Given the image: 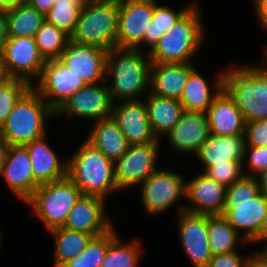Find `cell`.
Instances as JSON below:
<instances>
[{
  "label": "cell",
  "mask_w": 267,
  "mask_h": 267,
  "mask_svg": "<svg viewBox=\"0 0 267 267\" xmlns=\"http://www.w3.org/2000/svg\"><path fill=\"white\" fill-rule=\"evenodd\" d=\"M152 61L137 48H113L106 60V82L114 103L142 100L150 90Z\"/></svg>",
  "instance_id": "obj_1"
},
{
  "label": "cell",
  "mask_w": 267,
  "mask_h": 267,
  "mask_svg": "<svg viewBox=\"0 0 267 267\" xmlns=\"http://www.w3.org/2000/svg\"><path fill=\"white\" fill-rule=\"evenodd\" d=\"M202 11L196 1L149 51L151 61L155 63L196 62L195 57L200 55L199 50L205 46L207 38Z\"/></svg>",
  "instance_id": "obj_2"
},
{
  "label": "cell",
  "mask_w": 267,
  "mask_h": 267,
  "mask_svg": "<svg viewBox=\"0 0 267 267\" xmlns=\"http://www.w3.org/2000/svg\"><path fill=\"white\" fill-rule=\"evenodd\" d=\"M67 155V177L83 195L108 200L121 194L115 182L114 162L96 149L86 139Z\"/></svg>",
  "instance_id": "obj_3"
},
{
  "label": "cell",
  "mask_w": 267,
  "mask_h": 267,
  "mask_svg": "<svg viewBox=\"0 0 267 267\" xmlns=\"http://www.w3.org/2000/svg\"><path fill=\"white\" fill-rule=\"evenodd\" d=\"M234 64L225 67L223 89L246 122L267 120V67L261 61L240 66Z\"/></svg>",
  "instance_id": "obj_4"
},
{
  "label": "cell",
  "mask_w": 267,
  "mask_h": 267,
  "mask_svg": "<svg viewBox=\"0 0 267 267\" xmlns=\"http://www.w3.org/2000/svg\"><path fill=\"white\" fill-rule=\"evenodd\" d=\"M222 215L250 243L267 215V197L260 192L256 177L243 176L226 188Z\"/></svg>",
  "instance_id": "obj_5"
},
{
  "label": "cell",
  "mask_w": 267,
  "mask_h": 267,
  "mask_svg": "<svg viewBox=\"0 0 267 267\" xmlns=\"http://www.w3.org/2000/svg\"><path fill=\"white\" fill-rule=\"evenodd\" d=\"M53 119L55 121V111L31 87L15 104L0 128V135L9 146H24L47 134Z\"/></svg>",
  "instance_id": "obj_6"
},
{
  "label": "cell",
  "mask_w": 267,
  "mask_h": 267,
  "mask_svg": "<svg viewBox=\"0 0 267 267\" xmlns=\"http://www.w3.org/2000/svg\"><path fill=\"white\" fill-rule=\"evenodd\" d=\"M119 0L88 1L81 8L70 40L105 50L117 47Z\"/></svg>",
  "instance_id": "obj_7"
},
{
  "label": "cell",
  "mask_w": 267,
  "mask_h": 267,
  "mask_svg": "<svg viewBox=\"0 0 267 267\" xmlns=\"http://www.w3.org/2000/svg\"><path fill=\"white\" fill-rule=\"evenodd\" d=\"M80 189L68 178L39 185L23 203L31 208L33 217L47 231L63 227L70 210L82 196Z\"/></svg>",
  "instance_id": "obj_8"
},
{
  "label": "cell",
  "mask_w": 267,
  "mask_h": 267,
  "mask_svg": "<svg viewBox=\"0 0 267 267\" xmlns=\"http://www.w3.org/2000/svg\"><path fill=\"white\" fill-rule=\"evenodd\" d=\"M174 170L161 166L137 187L146 215H163L174 207L177 208L175 214L185 210V176Z\"/></svg>",
  "instance_id": "obj_9"
},
{
  "label": "cell",
  "mask_w": 267,
  "mask_h": 267,
  "mask_svg": "<svg viewBox=\"0 0 267 267\" xmlns=\"http://www.w3.org/2000/svg\"><path fill=\"white\" fill-rule=\"evenodd\" d=\"M162 142L129 145L127 151L114 162L115 182L121 193L129 192L144 182L160 166Z\"/></svg>",
  "instance_id": "obj_10"
},
{
  "label": "cell",
  "mask_w": 267,
  "mask_h": 267,
  "mask_svg": "<svg viewBox=\"0 0 267 267\" xmlns=\"http://www.w3.org/2000/svg\"><path fill=\"white\" fill-rule=\"evenodd\" d=\"M114 102L106 81L87 84L55 112V119L71 117L95 122L112 116Z\"/></svg>",
  "instance_id": "obj_11"
},
{
  "label": "cell",
  "mask_w": 267,
  "mask_h": 267,
  "mask_svg": "<svg viewBox=\"0 0 267 267\" xmlns=\"http://www.w3.org/2000/svg\"><path fill=\"white\" fill-rule=\"evenodd\" d=\"M87 84L59 59L46 60L39 80L32 86L56 112Z\"/></svg>",
  "instance_id": "obj_12"
},
{
  "label": "cell",
  "mask_w": 267,
  "mask_h": 267,
  "mask_svg": "<svg viewBox=\"0 0 267 267\" xmlns=\"http://www.w3.org/2000/svg\"><path fill=\"white\" fill-rule=\"evenodd\" d=\"M180 248L192 267H208L213 257L208 240L207 215L181 211L176 214Z\"/></svg>",
  "instance_id": "obj_13"
},
{
  "label": "cell",
  "mask_w": 267,
  "mask_h": 267,
  "mask_svg": "<svg viewBox=\"0 0 267 267\" xmlns=\"http://www.w3.org/2000/svg\"><path fill=\"white\" fill-rule=\"evenodd\" d=\"M7 72L33 86L40 78L46 60L33 37H9L2 49Z\"/></svg>",
  "instance_id": "obj_14"
},
{
  "label": "cell",
  "mask_w": 267,
  "mask_h": 267,
  "mask_svg": "<svg viewBox=\"0 0 267 267\" xmlns=\"http://www.w3.org/2000/svg\"><path fill=\"white\" fill-rule=\"evenodd\" d=\"M209 136L207 113L184 111L180 120L161 141L167 144L165 148L168 147L167 149L172 151L173 156L187 154L194 157Z\"/></svg>",
  "instance_id": "obj_15"
},
{
  "label": "cell",
  "mask_w": 267,
  "mask_h": 267,
  "mask_svg": "<svg viewBox=\"0 0 267 267\" xmlns=\"http://www.w3.org/2000/svg\"><path fill=\"white\" fill-rule=\"evenodd\" d=\"M154 0H119L118 48H136L152 22Z\"/></svg>",
  "instance_id": "obj_16"
},
{
  "label": "cell",
  "mask_w": 267,
  "mask_h": 267,
  "mask_svg": "<svg viewBox=\"0 0 267 267\" xmlns=\"http://www.w3.org/2000/svg\"><path fill=\"white\" fill-rule=\"evenodd\" d=\"M107 54L108 50L70 40L58 59L86 84H97L106 81Z\"/></svg>",
  "instance_id": "obj_17"
},
{
  "label": "cell",
  "mask_w": 267,
  "mask_h": 267,
  "mask_svg": "<svg viewBox=\"0 0 267 267\" xmlns=\"http://www.w3.org/2000/svg\"><path fill=\"white\" fill-rule=\"evenodd\" d=\"M197 173L189 180L186 179L185 210L204 215H222L226 187L203 172Z\"/></svg>",
  "instance_id": "obj_18"
},
{
  "label": "cell",
  "mask_w": 267,
  "mask_h": 267,
  "mask_svg": "<svg viewBox=\"0 0 267 267\" xmlns=\"http://www.w3.org/2000/svg\"><path fill=\"white\" fill-rule=\"evenodd\" d=\"M107 202L97 196L82 195L70 210L63 227L85 232L93 237L109 231L115 224L114 218L106 211Z\"/></svg>",
  "instance_id": "obj_19"
},
{
  "label": "cell",
  "mask_w": 267,
  "mask_h": 267,
  "mask_svg": "<svg viewBox=\"0 0 267 267\" xmlns=\"http://www.w3.org/2000/svg\"><path fill=\"white\" fill-rule=\"evenodd\" d=\"M112 118L117 122L129 145L162 142L152 131L144 99L114 103Z\"/></svg>",
  "instance_id": "obj_20"
},
{
  "label": "cell",
  "mask_w": 267,
  "mask_h": 267,
  "mask_svg": "<svg viewBox=\"0 0 267 267\" xmlns=\"http://www.w3.org/2000/svg\"><path fill=\"white\" fill-rule=\"evenodd\" d=\"M18 200L24 203L39 184L34 180L29 153L23 145H10L0 174Z\"/></svg>",
  "instance_id": "obj_21"
},
{
  "label": "cell",
  "mask_w": 267,
  "mask_h": 267,
  "mask_svg": "<svg viewBox=\"0 0 267 267\" xmlns=\"http://www.w3.org/2000/svg\"><path fill=\"white\" fill-rule=\"evenodd\" d=\"M49 141L50 135L47 133L24 145L31 158L34 180L39 185L67 177V158L60 157Z\"/></svg>",
  "instance_id": "obj_22"
},
{
  "label": "cell",
  "mask_w": 267,
  "mask_h": 267,
  "mask_svg": "<svg viewBox=\"0 0 267 267\" xmlns=\"http://www.w3.org/2000/svg\"><path fill=\"white\" fill-rule=\"evenodd\" d=\"M224 72L225 66L215 74L214 80H207L196 67L179 98L184 111L207 113L215 97L223 90Z\"/></svg>",
  "instance_id": "obj_23"
},
{
  "label": "cell",
  "mask_w": 267,
  "mask_h": 267,
  "mask_svg": "<svg viewBox=\"0 0 267 267\" xmlns=\"http://www.w3.org/2000/svg\"><path fill=\"white\" fill-rule=\"evenodd\" d=\"M245 134L234 136H210L201 145L194 158L204 172L208 167L217 164H228V161H244Z\"/></svg>",
  "instance_id": "obj_24"
},
{
  "label": "cell",
  "mask_w": 267,
  "mask_h": 267,
  "mask_svg": "<svg viewBox=\"0 0 267 267\" xmlns=\"http://www.w3.org/2000/svg\"><path fill=\"white\" fill-rule=\"evenodd\" d=\"M196 68L195 62L155 63L150 70L149 92L179 100L190 73Z\"/></svg>",
  "instance_id": "obj_25"
},
{
  "label": "cell",
  "mask_w": 267,
  "mask_h": 267,
  "mask_svg": "<svg viewBox=\"0 0 267 267\" xmlns=\"http://www.w3.org/2000/svg\"><path fill=\"white\" fill-rule=\"evenodd\" d=\"M210 134L234 136L245 134L246 120L233 99L223 89L207 111Z\"/></svg>",
  "instance_id": "obj_26"
},
{
  "label": "cell",
  "mask_w": 267,
  "mask_h": 267,
  "mask_svg": "<svg viewBox=\"0 0 267 267\" xmlns=\"http://www.w3.org/2000/svg\"><path fill=\"white\" fill-rule=\"evenodd\" d=\"M89 126L85 139L113 162L127 151L129 144L112 116Z\"/></svg>",
  "instance_id": "obj_27"
},
{
  "label": "cell",
  "mask_w": 267,
  "mask_h": 267,
  "mask_svg": "<svg viewBox=\"0 0 267 267\" xmlns=\"http://www.w3.org/2000/svg\"><path fill=\"white\" fill-rule=\"evenodd\" d=\"M148 118L152 131L158 139L163 137L176 125L184 112L181 102L149 92L145 98Z\"/></svg>",
  "instance_id": "obj_28"
},
{
  "label": "cell",
  "mask_w": 267,
  "mask_h": 267,
  "mask_svg": "<svg viewBox=\"0 0 267 267\" xmlns=\"http://www.w3.org/2000/svg\"><path fill=\"white\" fill-rule=\"evenodd\" d=\"M208 240L212 255L238 251L250 244L227 221L223 215H207ZM238 249V250H237Z\"/></svg>",
  "instance_id": "obj_29"
},
{
  "label": "cell",
  "mask_w": 267,
  "mask_h": 267,
  "mask_svg": "<svg viewBox=\"0 0 267 267\" xmlns=\"http://www.w3.org/2000/svg\"><path fill=\"white\" fill-rule=\"evenodd\" d=\"M154 0V12L152 22L146 29L144 40L136 47L137 49L150 51L153 46L161 39L163 34L170 30L180 17L195 3L190 2L182 6L180 9H175L170 5ZM175 9V10H174Z\"/></svg>",
  "instance_id": "obj_30"
},
{
  "label": "cell",
  "mask_w": 267,
  "mask_h": 267,
  "mask_svg": "<svg viewBox=\"0 0 267 267\" xmlns=\"http://www.w3.org/2000/svg\"><path fill=\"white\" fill-rule=\"evenodd\" d=\"M49 233L54 242L52 267H62L66 262L75 258L93 237L88 233L72 231L64 227L54 228Z\"/></svg>",
  "instance_id": "obj_31"
},
{
  "label": "cell",
  "mask_w": 267,
  "mask_h": 267,
  "mask_svg": "<svg viewBox=\"0 0 267 267\" xmlns=\"http://www.w3.org/2000/svg\"><path fill=\"white\" fill-rule=\"evenodd\" d=\"M120 236L118 233L110 241L100 267H141V259L145 252L143 243L138 238L124 242Z\"/></svg>",
  "instance_id": "obj_32"
},
{
  "label": "cell",
  "mask_w": 267,
  "mask_h": 267,
  "mask_svg": "<svg viewBox=\"0 0 267 267\" xmlns=\"http://www.w3.org/2000/svg\"><path fill=\"white\" fill-rule=\"evenodd\" d=\"M9 37H33L45 22V15L27 2L6 11Z\"/></svg>",
  "instance_id": "obj_33"
},
{
  "label": "cell",
  "mask_w": 267,
  "mask_h": 267,
  "mask_svg": "<svg viewBox=\"0 0 267 267\" xmlns=\"http://www.w3.org/2000/svg\"><path fill=\"white\" fill-rule=\"evenodd\" d=\"M115 226L101 235L92 237L85 249L62 267H100L110 241L119 233Z\"/></svg>",
  "instance_id": "obj_34"
},
{
  "label": "cell",
  "mask_w": 267,
  "mask_h": 267,
  "mask_svg": "<svg viewBox=\"0 0 267 267\" xmlns=\"http://www.w3.org/2000/svg\"><path fill=\"white\" fill-rule=\"evenodd\" d=\"M85 3V0H55L53 7L45 15V21L71 37Z\"/></svg>",
  "instance_id": "obj_35"
},
{
  "label": "cell",
  "mask_w": 267,
  "mask_h": 267,
  "mask_svg": "<svg viewBox=\"0 0 267 267\" xmlns=\"http://www.w3.org/2000/svg\"><path fill=\"white\" fill-rule=\"evenodd\" d=\"M40 54L45 60L58 59L64 52L70 36L53 24L44 22L34 36Z\"/></svg>",
  "instance_id": "obj_36"
},
{
  "label": "cell",
  "mask_w": 267,
  "mask_h": 267,
  "mask_svg": "<svg viewBox=\"0 0 267 267\" xmlns=\"http://www.w3.org/2000/svg\"><path fill=\"white\" fill-rule=\"evenodd\" d=\"M31 87L28 82L16 78L0 84V128L6 122L15 104Z\"/></svg>",
  "instance_id": "obj_37"
},
{
  "label": "cell",
  "mask_w": 267,
  "mask_h": 267,
  "mask_svg": "<svg viewBox=\"0 0 267 267\" xmlns=\"http://www.w3.org/2000/svg\"><path fill=\"white\" fill-rule=\"evenodd\" d=\"M203 173L226 188L244 176L241 161H228V164H217L208 167Z\"/></svg>",
  "instance_id": "obj_38"
},
{
  "label": "cell",
  "mask_w": 267,
  "mask_h": 267,
  "mask_svg": "<svg viewBox=\"0 0 267 267\" xmlns=\"http://www.w3.org/2000/svg\"><path fill=\"white\" fill-rule=\"evenodd\" d=\"M242 164L245 176H258L267 168V146H245Z\"/></svg>",
  "instance_id": "obj_39"
},
{
  "label": "cell",
  "mask_w": 267,
  "mask_h": 267,
  "mask_svg": "<svg viewBox=\"0 0 267 267\" xmlns=\"http://www.w3.org/2000/svg\"><path fill=\"white\" fill-rule=\"evenodd\" d=\"M245 142L246 146H267V120L246 122Z\"/></svg>",
  "instance_id": "obj_40"
},
{
  "label": "cell",
  "mask_w": 267,
  "mask_h": 267,
  "mask_svg": "<svg viewBox=\"0 0 267 267\" xmlns=\"http://www.w3.org/2000/svg\"><path fill=\"white\" fill-rule=\"evenodd\" d=\"M241 254L235 251L226 254L214 255L208 267H250V258L252 252Z\"/></svg>",
  "instance_id": "obj_41"
},
{
  "label": "cell",
  "mask_w": 267,
  "mask_h": 267,
  "mask_svg": "<svg viewBox=\"0 0 267 267\" xmlns=\"http://www.w3.org/2000/svg\"><path fill=\"white\" fill-rule=\"evenodd\" d=\"M258 26L267 33V0H251Z\"/></svg>",
  "instance_id": "obj_42"
},
{
  "label": "cell",
  "mask_w": 267,
  "mask_h": 267,
  "mask_svg": "<svg viewBox=\"0 0 267 267\" xmlns=\"http://www.w3.org/2000/svg\"><path fill=\"white\" fill-rule=\"evenodd\" d=\"M252 251L250 267H267V249H256Z\"/></svg>",
  "instance_id": "obj_43"
},
{
  "label": "cell",
  "mask_w": 267,
  "mask_h": 267,
  "mask_svg": "<svg viewBox=\"0 0 267 267\" xmlns=\"http://www.w3.org/2000/svg\"><path fill=\"white\" fill-rule=\"evenodd\" d=\"M261 244L260 249H267V215L263 219L259 234L249 243L250 245H259Z\"/></svg>",
  "instance_id": "obj_44"
},
{
  "label": "cell",
  "mask_w": 267,
  "mask_h": 267,
  "mask_svg": "<svg viewBox=\"0 0 267 267\" xmlns=\"http://www.w3.org/2000/svg\"><path fill=\"white\" fill-rule=\"evenodd\" d=\"M8 39L9 34L6 11L0 10V50L3 49Z\"/></svg>",
  "instance_id": "obj_45"
},
{
  "label": "cell",
  "mask_w": 267,
  "mask_h": 267,
  "mask_svg": "<svg viewBox=\"0 0 267 267\" xmlns=\"http://www.w3.org/2000/svg\"><path fill=\"white\" fill-rule=\"evenodd\" d=\"M26 2L37 11L46 15V13L53 7L55 0H26Z\"/></svg>",
  "instance_id": "obj_46"
},
{
  "label": "cell",
  "mask_w": 267,
  "mask_h": 267,
  "mask_svg": "<svg viewBox=\"0 0 267 267\" xmlns=\"http://www.w3.org/2000/svg\"><path fill=\"white\" fill-rule=\"evenodd\" d=\"M26 0H0V10L7 11L24 4Z\"/></svg>",
  "instance_id": "obj_47"
},
{
  "label": "cell",
  "mask_w": 267,
  "mask_h": 267,
  "mask_svg": "<svg viewBox=\"0 0 267 267\" xmlns=\"http://www.w3.org/2000/svg\"><path fill=\"white\" fill-rule=\"evenodd\" d=\"M9 79H11V77L9 76L6 69L3 52L2 50H0V84L5 83Z\"/></svg>",
  "instance_id": "obj_48"
},
{
  "label": "cell",
  "mask_w": 267,
  "mask_h": 267,
  "mask_svg": "<svg viewBox=\"0 0 267 267\" xmlns=\"http://www.w3.org/2000/svg\"><path fill=\"white\" fill-rule=\"evenodd\" d=\"M256 179L258 181L260 192L267 197V168L256 176Z\"/></svg>",
  "instance_id": "obj_49"
},
{
  "label": "cell",
  "mask_w": 267,
  "mask_h": 267,
  "mask_svg": "<svg viewBox=\"0 0 267 267\" xmlns=\"http://www.w3.org/2000/svg\"><path fill=\"white\" fill-rule=\"evenodd\" d=\"M8 148H9V145L0 135V174L3 169L4 162L6 160Z\"/></svg>",
  "instance_id": "obj_50"
},
{
  "label": "cell",
  "mask_w": 267,
  "mask_h": 267,
  "mask_svg": "<svg viewBox=\"0 0 267 267\" xmlns=\"http://www.w3.org/2000/svg\"><path fill=\"white\" fill-rule=\"evenodd\" d=\"M262 59H260V61L267 67V45H264L262 47Z\"/></svg>",
  "instance_id": "obj_51"
},
{
  "label": "cell",
  "mask_w": 267,
  "mask_h": 267,
  "mask_svg": "<svg viewBox=\"0 0 267 267\" xmlns=\"http://www.w3.org/2000/svg\"><path fill=\"white\" fill-rule=\"evenodd\" d=\"M86 2L88 1H103V0H85Z\"/></svg>",
  "instance_id": "obj_52"
},
{
  "label": "cell",
  "mask_w": 267,
  "mask_h": 267,
  "mask_svg": "<svg viewBox=\"0 0 267 267\" xmlns=\"http://www.w3.org/2000/svg\"><path fill=\"white\" fill-rule=\"evenodd\" d=\"M1 234H2V233L0 232V239L2 238ZM0 241H1V240H0ZM1 245H2V244H1V242H0V246H1ZM0 248H1V247H0Z\"/></svg>",
  "instance_id": "obj_53"
}]
</instances>
